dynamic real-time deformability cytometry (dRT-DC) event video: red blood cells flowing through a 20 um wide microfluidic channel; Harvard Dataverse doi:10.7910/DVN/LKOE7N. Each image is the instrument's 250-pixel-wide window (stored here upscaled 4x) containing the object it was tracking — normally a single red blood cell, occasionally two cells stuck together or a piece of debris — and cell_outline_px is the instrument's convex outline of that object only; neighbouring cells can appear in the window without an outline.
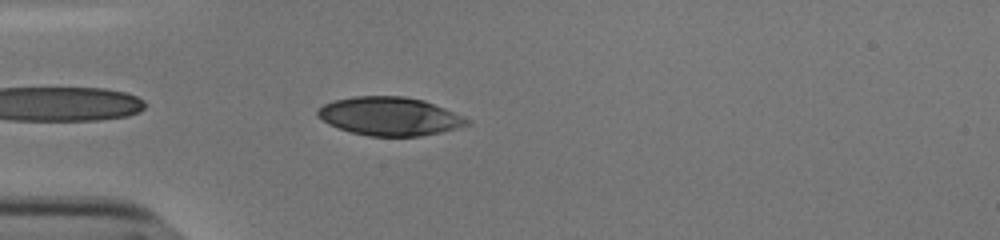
{"species": "human", "species_latin": "Homo sapiens", "temperature_condition": "cold", "stored_images_in_passage": 41, "camera_frame_rate_fps": 3000, "um_per_image_px": 0.085, "donor": {"sex": "male"}, "frame": {"image": 1, "passage_image": 3, "time_ms": 0.667, "image_size_px": [1000, 240], "cell_outline_px": [[472, 120], [468, 124], [456, 128], [440, 132], [420, 136], [368, 136], [352, 132], [328, 124], [316, 116], [316, 112], [324, 104], [336, 100], [352, 96], [404, 96], [424, 100], [464, 116]], "centroid_in_image_um": [33.12, 9.88], "position_along_channel_um": 51.9, "area_um2": 33.35}}
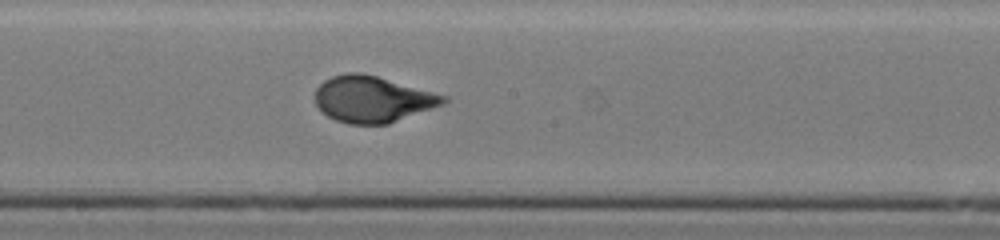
{"frame": {"image": 2, "passage_image": 17, "time_ms": 5.333, "image_size_px": [1000, 240], "cell_outline_px": [[448, 100], [444, 104], [388, 124], [348, 124], [336, 120], [328, 116], [316, 104], [316, 88], [324, 80], [332, 76], [348, 72], [360, 72], [376, 76], [448, 96]], "centroid_in_image_um": [31.67, 8.43], "position_along_channel_um": 216.5, "area_um2": 34.39}}
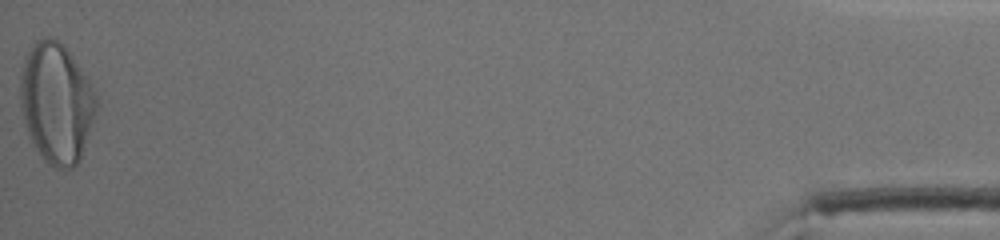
{"frame": {"image": 3, "passage_image": 41, "time_ms": 13.333, "image_size_px": [1000, 240], "cell_outline_px": [[100, 104], [80, 160], [72, 168], [56, 168], [48, 164], [44, 160], [28, 136], [24, 124], [20, 108], [20, 76], [24, 60], [32, 44], [36, 40], [44, 36], [48, 36], [60, 40], [72, 56], [88, 80]], "centroid_in_image_um": [4.79, 8.75], "position_along_channel_um": 430.4, "area_um2": 53.75}, "authors_computed_cell_mechanics": {"area_um2": 34.9112, "velocity_mm_per_s": 3.8116, "shape_relaxation_time_tau1_ms": 3.8233, "shape_relaxation_time_tau2_ms": null, "deformation_change_tau1": 0.1946, "deformation_change_tau2": null}}